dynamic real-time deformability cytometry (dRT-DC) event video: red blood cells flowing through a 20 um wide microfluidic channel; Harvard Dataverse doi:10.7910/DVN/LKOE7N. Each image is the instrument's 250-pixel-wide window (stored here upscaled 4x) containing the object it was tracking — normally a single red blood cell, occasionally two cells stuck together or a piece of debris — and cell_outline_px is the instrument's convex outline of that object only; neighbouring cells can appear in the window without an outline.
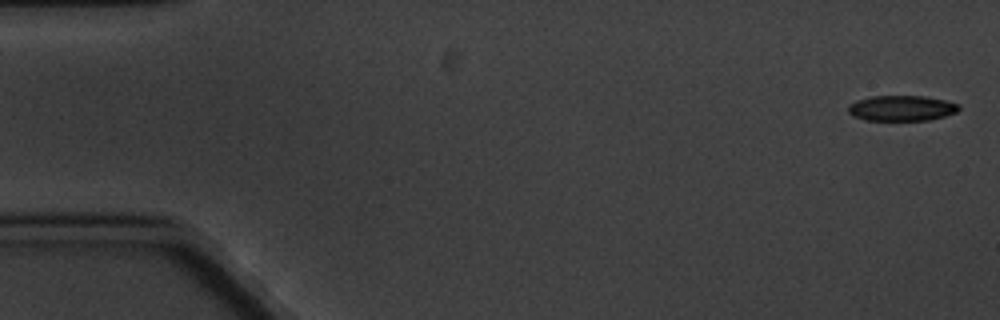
{"species": "common noctule bat (a hibernating species)", "species_latin": "Nyctalus noctula", "temperature_condition": "cold", "stored_images_in_passage": 7, "camera_frame_rate_fps": 3000, "um_per_image_px": 0.085, "animal": {"sex": "male", "body_mass_g": 20.1, "forearm_length_mm": 53.5}, "frame": {"image": 1, "passage_image": 1, "time_ms": 0.0, "image_size_px": [1000, 320], "cell_outline_px": [[960, 108], [956, 112], [944, 116], [928, 120], [864, 120], [852, 116], [848, 112], [848, 104], [856, 100], [872, 96], [924, 96], [944, 100], [960, 104]], "centroid_in_image_um": [76.6, 9.19], "position_along_channel_um": 8.4, "area_um2": 16.47}}
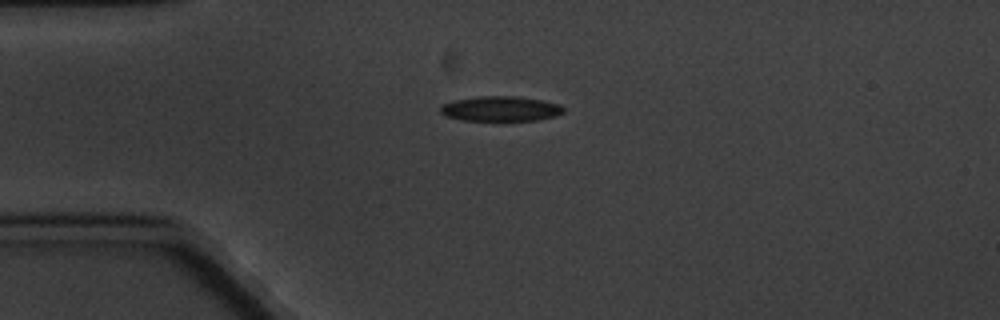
{"frame": {"image": 2, "passage_image": 5, "time_ms": 4.333, "image_size_px": [1000, 320], "cell_outline_px": [[564, 112], [556, 116], [536, 120], [464, 120], [444, 116], [440, 112], [440, 108], [444, 104], [456, 100], [480, 96], [516, 96], [544, 100], [560, 104], [564, 108]], "centroid_in_image_um": [42.59, 9.24], "position_along_channel_um": 42.4, "area_um2": 17.86}}